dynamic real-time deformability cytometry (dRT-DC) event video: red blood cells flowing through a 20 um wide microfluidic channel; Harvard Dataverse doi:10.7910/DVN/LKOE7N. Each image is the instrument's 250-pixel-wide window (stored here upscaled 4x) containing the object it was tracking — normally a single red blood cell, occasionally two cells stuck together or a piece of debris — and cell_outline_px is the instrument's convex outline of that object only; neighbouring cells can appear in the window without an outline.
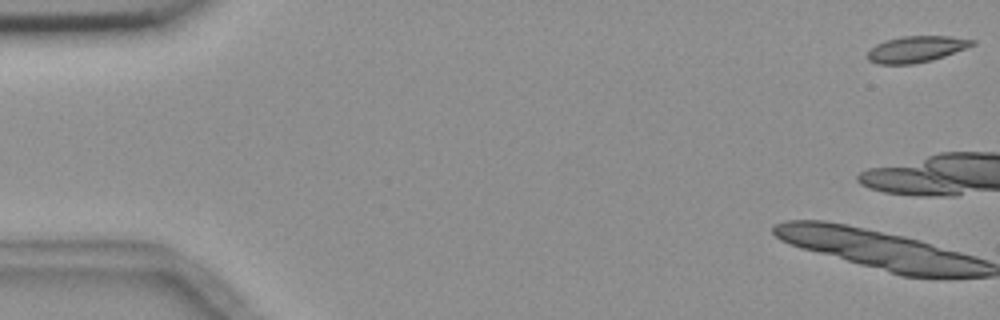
{"species": "common noctule bat (a hibernating species)", "species_latin": "Nyctalus noctula", "temperature_condition": "room temperature", "stored_images_in_passage": 6, "camera_frame_rate_fps": 3000, "um_per_image_px": 0.085, "animal": {"sex": "female", "body_mass_g": 18.4}, "frame": {"image": 1, "passage_image": 1, "time_ms": 0.0, "image_size_px": [1000, 320], "cell_outline_px": [[976, 44], [944, 56], [932, 60], [912, 64], [876, 64], [868, 60], [868, 52], [876, 44], [884, 40], [904, 36], [952, 36], [976, 40]], "centroid_in_image_um": [77.89, 4.17], "position_along_channel_um": 7.1, "area_um2": 16.01}}